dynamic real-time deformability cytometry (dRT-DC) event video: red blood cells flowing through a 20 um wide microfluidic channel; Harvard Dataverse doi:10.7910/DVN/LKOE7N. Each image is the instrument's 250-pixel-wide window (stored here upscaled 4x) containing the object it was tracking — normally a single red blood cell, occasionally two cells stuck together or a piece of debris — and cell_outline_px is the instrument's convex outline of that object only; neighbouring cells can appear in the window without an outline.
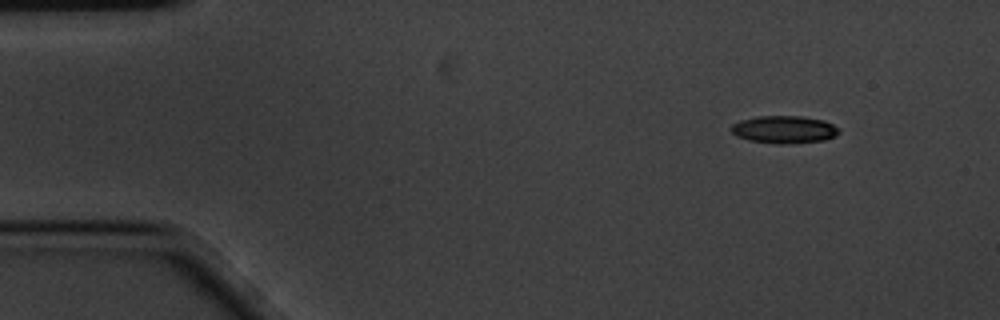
{"species": "common noctule bat (a hibernating species)", "species_latin": "Nyctalus noctula", "temperature_condition": "cold", "stored_images_in_passage": 4, "camera_frame_rate_fps": 3000, "um_per_image_px": 0.085, "animal": {"sex": "male", "body_mass_g": 20.1, "forearm_length_mm": 53.5}, "frame": {"image": 1, "passage_image": 1, "time_ms": 0.0, "image_size_px": [1000, 320], "cell_outline_px": [[840, 132], [836, 136], [824, 140], [796, 144], [776, 144], [748, 140], [736, 136], [728, 128], [732, 124], [740, 120], [756, 116], [800, 116], [824, 120], [840, 128]], "centroid_in_image_um": [66.65, 11.02], "position_along_channel_um": 18.4, "area_um2": 17.69}}